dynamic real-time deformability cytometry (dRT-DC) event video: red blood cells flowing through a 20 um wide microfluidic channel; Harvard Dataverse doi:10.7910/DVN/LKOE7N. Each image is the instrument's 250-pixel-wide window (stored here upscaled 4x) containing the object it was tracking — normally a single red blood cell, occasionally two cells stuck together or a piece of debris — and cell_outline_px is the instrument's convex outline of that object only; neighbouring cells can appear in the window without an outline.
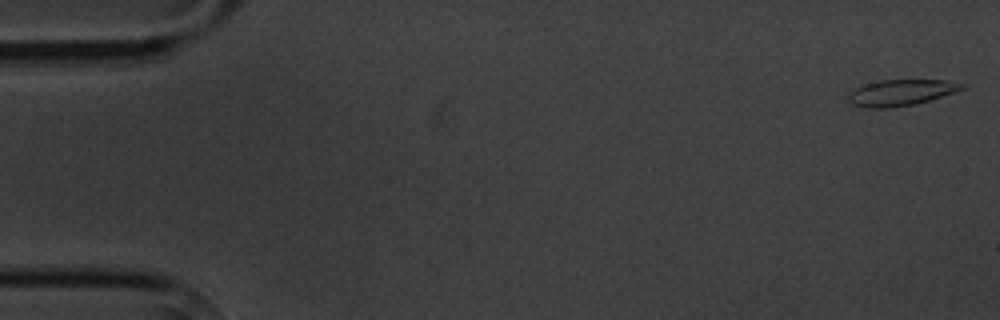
{"species": "common noctule bat (a hibernating species)", "species_latin": "Nyctalus noctula", "temperature_condition": "cold", "stored_images_in_passage": 10, "camera_frame_rate_fps": 3000, "um_per_image_px": 0.085, "animal": {"sex": "male", "body_mass_g": 20.1, "forearm_length_mm": 53.5}, "frame": {"image": 1, "passage_image": 1, "time_ms": 0.0, "image_size_px": [1000, 320], "cell_outline_px": [[968, 84], [964, 88], [916, 104], [888, 108], [868, 108], [852, 104], [848, 100], [848, 92], [864, 84], [880, 80], [944, 80]], "centroid_in_image_um": [76.54, 7.87], "position_along_channel_um": 8.5, "area_um2": 17.17}}
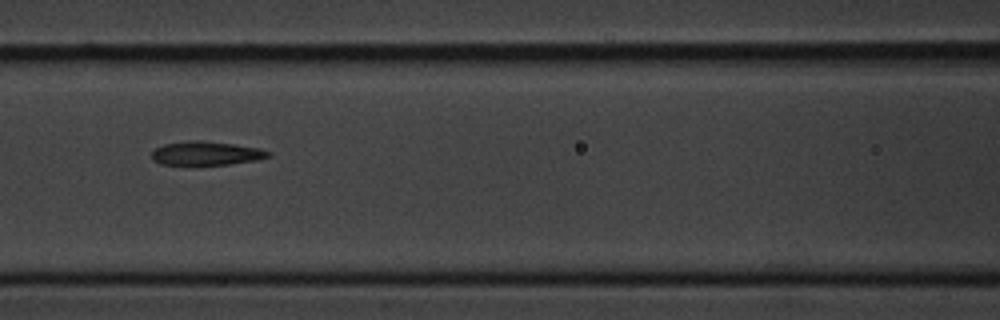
{"frame": {"image": 2, "passage_image": 7, "time_ms": 8.0, "image_size_px": [1000, 320], "cell_outline_px": [[272, 156], [256, 160], [228, 164], [188, 168], [160, 164], [152, 160], [152, 152], [156, 148], [164, 144], [188, 140], [200, 140], [232, 144], [260, 148], [272, 152]], "centroid_in_image_um": [17.47, 13.08], "position_along_channel_um": 149.1, "area_um2": 17.05}}
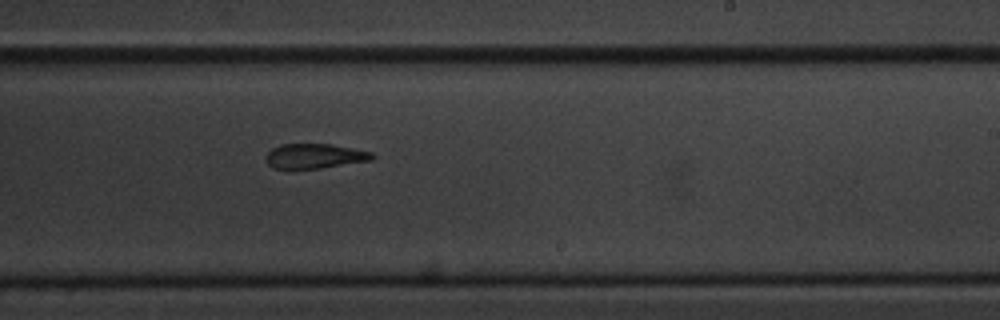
{"frame": {"image": 3, "passage_image": 10, "time_ms": 11.333, "image_size_px": [1000, 320], "cell_outline_px": [[376, 156], [372, 160], [320, 168], [272, 168], [268, 164], [264, 156], [272, 148], [280, 144], [332, 144], [372, 152]], "centroid_in_image_um": [26.74, 13.26], "position_along_channel_um": 262.3, "area_um2": 15.32}}